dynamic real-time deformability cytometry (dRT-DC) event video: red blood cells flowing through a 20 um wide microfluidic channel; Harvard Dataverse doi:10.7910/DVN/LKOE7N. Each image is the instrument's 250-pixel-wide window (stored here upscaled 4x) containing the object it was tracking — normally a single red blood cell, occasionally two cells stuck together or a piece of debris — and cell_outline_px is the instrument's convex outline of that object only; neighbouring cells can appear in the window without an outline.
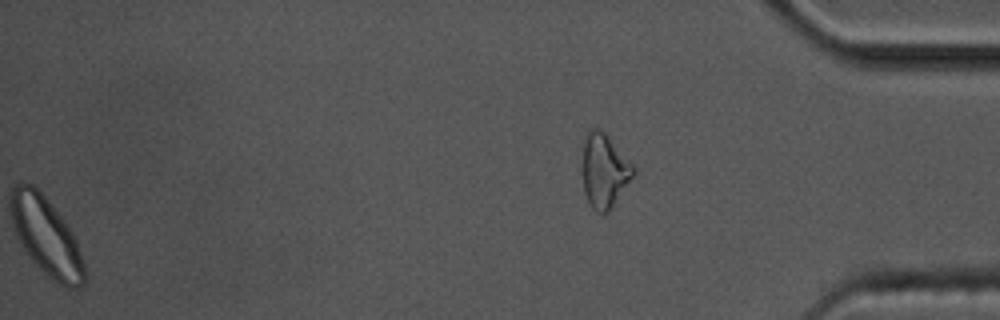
{"species": "common noctule bat (a hibernating species)", "species_latin": "Nyctalus noctula", "temperature_condition": "cold", "stored_images_in_passage": 52, "segment_of_instrument_passage": [2, 2], "camera_frame_rate_fps": 3000, "um_per_image_px": 0.085, "animal": {"sex": "male", "body_mass_g": 17.5, "forearm_length_mm": 52.3}, "frame": {"image": 1, "passage_image": 52, "time_ms": 17.0, "image_size_px": [1000, 320], "cell_outline_px": [[636, 172], [608, 212], [596, 212], [592, 208], [584, 192], [584, 144], [588, 132], [592, 128], [600, 128], [608, 136], [636, 168]], "centroid_in_image_um": [51.39, 14.51], "position_along_channel_um": 383.8, "area_um2": 21.33}}